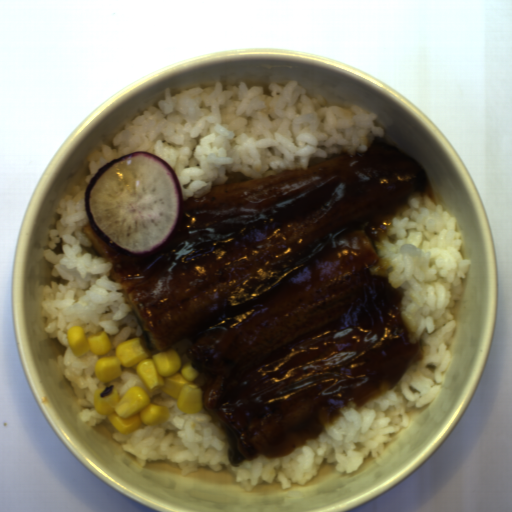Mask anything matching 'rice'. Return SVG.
I'll use <instances>...</instances> for the list:
<instances>
[{
	"label": "rice",
	"instance_id": "rice-1",
	"mask_svg": "<svg viewBox=\"0 0 512 512\" xmlns=\"http://www.w3.org/2000/svg\"><path fill=\"white\" fill-rule=\"evenodd\" d=\"M248 87L243 80H220L172 94L148 105L142 114L126 120L111 138L117 149L104 144L86 155L90 174L67 186L54 213L60 215L48 230L50 241L42 253L53 265L41 287L39 314L44 333L66 347L63 355L48 359V377L67 380L82 409L76 418L88 427L106 419L117 432L112 440L123 452L147 462L178 463L180 475L200 467L223 471L225 466L243 491L261 483L305 486L318 475L322 462L334 464L338 474L354 473L366 456L385 454V443L411 424L410 411L432 403L443 386L452 354L446 342L457 325L450 307L463 293L472 258L459 249L464 241L458 219L443 204L427 197L411 199L402 216L375 241L382 257L375 274L389 275L393 288L403 286V319L412 342L424 344L422 361L410 369L388 393L356 409H343V418L315 441L282 458L258 457L237 468L230 465L226 440L219 426L203 412L201 389L192 385L198 374L189 363L187 341L169 351L147 357L138 340L139 322L117 283L109 281L111 263L90 255L81 245H92L80 231L89 222L85 191L106 162L148 151L164 158L174 169L183 200L206 195L212 184L225 182L224 169L262 177L281 170L307 167L310 157L328 152L365 151L369 133L384 136L376 126L378 114L361 106L327 104L320 93L308 96L298 80L283 85ZM132 367L147 387L129 388L121 397L113 385L122 367Z\"/></svg>",
	"mask_w": 512,
	"mask_h": 512
},
{
	"label": "rice",
	"instance_id": "rice-2",
	"mask_svg": "<svg viewBox=\"0 0 512 512\" xmlns=\"http://www.w3.org/2000/svg\"><path fill=\"white\" fill-rule=\"evenodd\" d=\"M105 385H113L116 387L121 395L132 387L146 388L148 385L143 377L138 374L132 367H122L121 373L118 378L109 381Z\"/></svg>",
	"mask_w": 512,
	"mask_h": 512
}]
</instances>
